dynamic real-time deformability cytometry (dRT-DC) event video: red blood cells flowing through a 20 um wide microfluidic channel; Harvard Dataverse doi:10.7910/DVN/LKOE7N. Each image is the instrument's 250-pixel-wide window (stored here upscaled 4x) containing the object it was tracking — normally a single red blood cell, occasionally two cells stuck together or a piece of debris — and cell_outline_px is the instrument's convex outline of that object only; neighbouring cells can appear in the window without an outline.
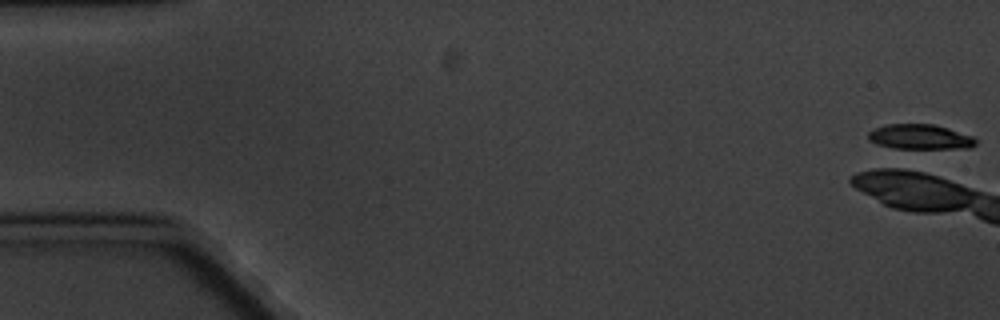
{"species": "common noctule bat (a hibernating species)", "species_latin": "Nyctalus noctula", "temperature_condition": "cold", "stored_images_in_passage": 1, "camera_frame_rate_fps": 3000, "um_per_image_px": 0.085, "animal": {"sex": "male", "body_mass_g": 20.1, "forearm_length_mm": 53.5}, "frame": {"image": 1, "passage_image": 1, "time_ms": 0.0, "image_size_px": [1000, 320], "cell_outline_px": [[976, 144], [968, 148], [904, 152], [900, 152], [876, 144], [868, 140], [868, 132], [884, 124], [932, 124], [948, 128], [972, 136], [976, 140]], "centroid_in_image_um": [78.15, 11.71], "position_along_channel_um": 6.9, "area_um2": 16.82}}